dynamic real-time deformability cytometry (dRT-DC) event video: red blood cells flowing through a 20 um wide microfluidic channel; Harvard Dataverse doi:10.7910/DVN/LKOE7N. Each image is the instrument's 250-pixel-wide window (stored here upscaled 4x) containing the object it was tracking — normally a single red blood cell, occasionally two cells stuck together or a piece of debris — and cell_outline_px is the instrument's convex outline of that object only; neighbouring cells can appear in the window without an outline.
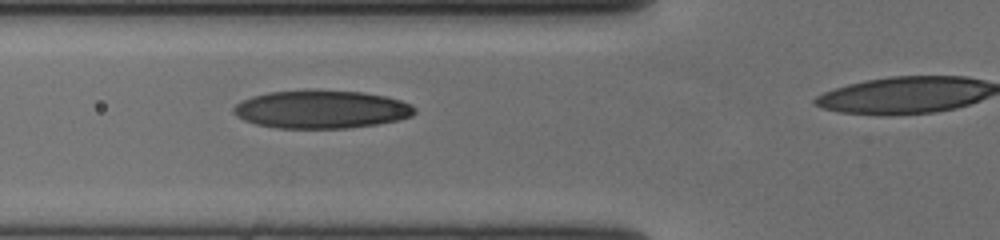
{"species": "human", "species_latin": "Homo sapiens", "temperature_condition": "cold", "stored_images_in_passage": 43, "camera_frame_rate_fps": 3000, "um_per_image_px": 0.085, "donor": {"sex": "female"}, "frame": {"image": 1, "passage_image": 16, "time_ms": 5.0, "image_size_px": [1000, 240], "cell_outline_px": [[416, 112], [412, 116], [396, 120], [376, 124], [348, 128], [276, 128], [256, 124], [244, 120], [236, 116], [232, 112], [232, 108], [236, 104], [252, 96], [268, 92], [364, 92], [388, 96], [412, 104], [416, 108]], "centroid_in_image_um": [27.33, 9.32], "position_along_channel_um": 98.5, "area_um2": 39.54}}
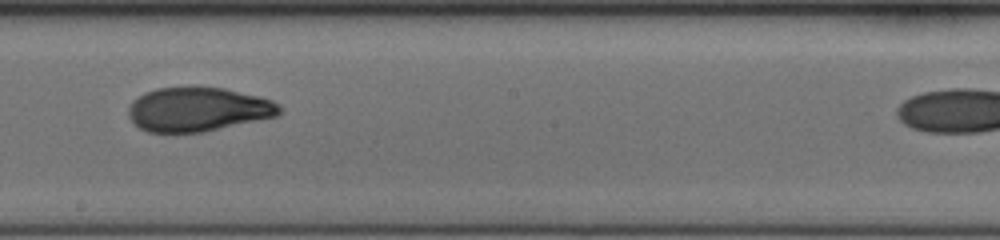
{"frame": {"image": 2, "passage_image": 27, "time_ms": 8.667, "image_size_px": [1000, 240], "cell_outline_px": [[280, 112], [276, 116], [204, 132], [176, 136], [148, 132], [140, 128], [128, 116], [128, 108], [132, 100], [144, 92], [156, 88], [224, 88], [260, 96], [272, 100], [280, 104]], "centroid_in_image_um": [16.78, 9.34], "position_along_channel_um": 231.4, "area_um2": 39.42}}
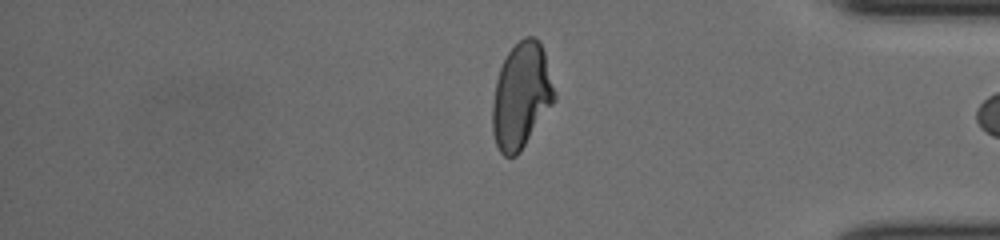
{"frame": {"image": 3, "passage_image": 42, "time_ms": 13.667, "image_size_px": [1000, 240], "cell_outline_px": [[556, 100], [520, 152], [516, 156], [504, 156], [500, 152], [496, 144], [492, 132], [492, 104], [496, 80], [500, 68], [508, 52], [524, 36], [532, 36], [540, 44], [544, 52], [556, 92]], "centroid_in_image_um": [44.31, 8.16], "position_along_channel_um": 390.9, "area_um2": 38.09}}